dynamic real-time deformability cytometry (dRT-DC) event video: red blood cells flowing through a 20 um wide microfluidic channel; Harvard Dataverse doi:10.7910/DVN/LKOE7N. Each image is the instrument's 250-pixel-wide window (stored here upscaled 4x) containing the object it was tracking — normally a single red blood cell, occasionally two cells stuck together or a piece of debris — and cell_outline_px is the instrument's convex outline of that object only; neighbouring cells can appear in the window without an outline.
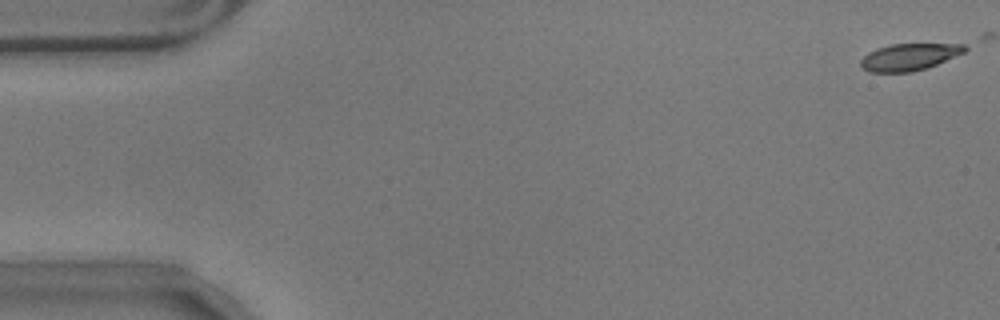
{"species": "common noctule bat (a hibernating species)", "species_latin": "Nyctalus noctula", "temperature_condition": "warm", "stored_images_in_passage": 51, "camera_frame_rate_fps": 3000, "um_per_image_px": 0.085, "animal": {"sex": "male", "body_mass_g": 17.9}, "frame": {"image": 1, "passage_image": 1, "time_ms": 0.0, "image_size_px": [1000, 320], "cell_outline_px": [[968, 48], [964, 52], [936, 64], [912, 72], [868, 72], [860, 64], [860, 60], [868, 52], [876, 48], [892, 44], [964, 44]], "centroid_in_image_um": [77.25, 4.83], "position_along_channel_um": 7.8, "area_um2": 16.13}}
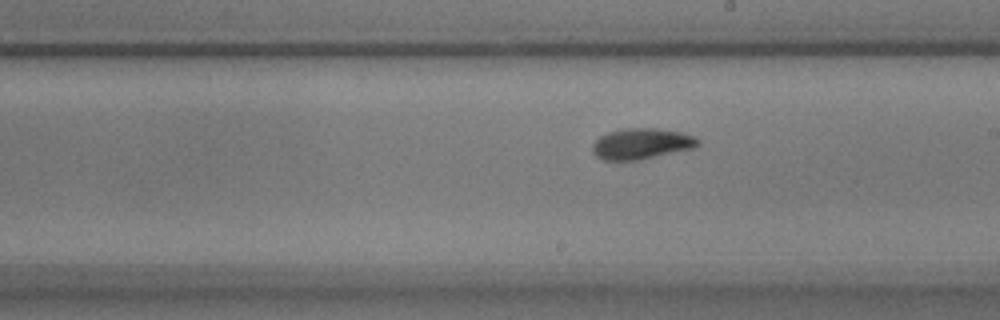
{"frame": {"image": 2, "passage_image": 32, "time_ms": 10.333, "image_size_px": [1000, 320], "cell_outline_px": [[700, 144], [692, 148], [640, 160], [604, 160], [596, 156], [592, 152], [592, 144], [600, 136], [608, 132], [624, 128], [656, 128], [684, 132], [700, 140]], "centroid_in_image_um": [54.51, 12.21], "position_along_channel_um": 234.5, "area_um2": 19.02}}
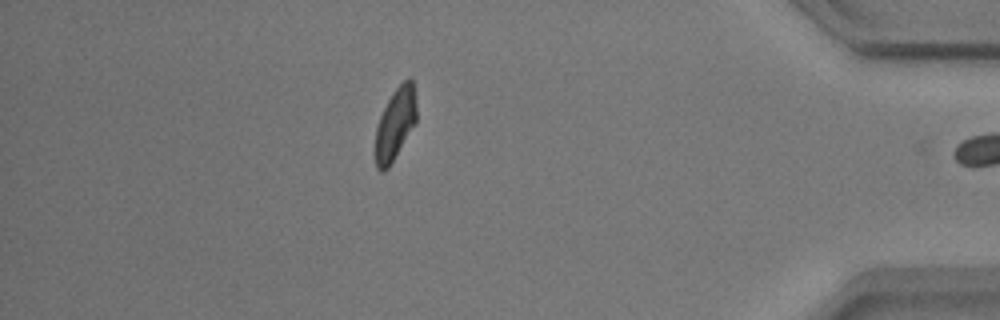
{"frame": {"image": 3, "passage_image": 50, "time_ms": 16.333, "image_size_px": [1000, 320], "cell_outline_px": [[416, 124], [388, 168], [384, 172], [380, 172], [376, 168], [372, 152], [376, 128], [380, 116], [392, 92], [408, 76], [412, 80], [416, 96]], "centroid_in_image_um": [33.56, 10.59], "position_along_channel_um": 401.6, "area_um2": 17.86}, "authors_computed_cell_mechanics": {"area_um2": 18.207, "velocity_mm_per_s": 3.5052, "shape_relaxation_time_tau1_ms": 3.8965, "shape_relaxation_time_tau2_ms": 2.8924, "deformation_change_tau1": 0.1433, "deformation_change_tau2": 0.0621}}